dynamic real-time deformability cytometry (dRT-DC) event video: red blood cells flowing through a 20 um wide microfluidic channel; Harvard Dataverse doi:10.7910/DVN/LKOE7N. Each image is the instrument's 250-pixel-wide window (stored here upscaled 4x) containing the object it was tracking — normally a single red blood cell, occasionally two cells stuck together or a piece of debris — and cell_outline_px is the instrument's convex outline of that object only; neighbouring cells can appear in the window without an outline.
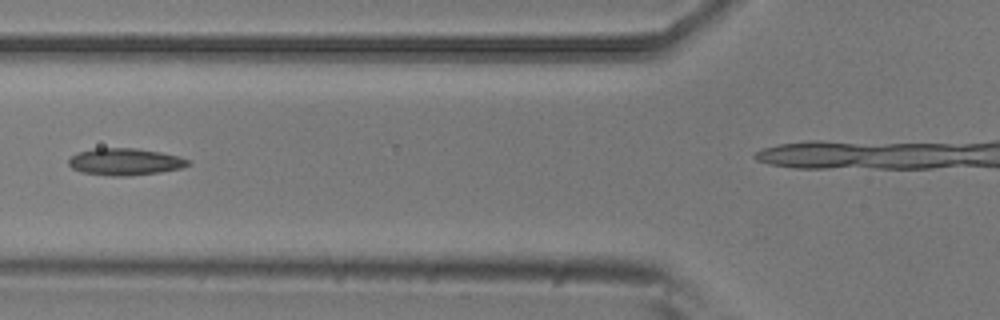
{"species": "common noctule bat (a hibernating species)", "species_latin": "Nyctalus noctula", "temperature_condition": "room temperature", "stored_images_in_passage": 6, "camera_frame_rate_fps": 3000, "um_per_image_px": 0.085, "animal": {"sex": "male", "body_mass_g": 20.5, "forearm_length_mm": 52.5}, "frame": {"image": 1, "passage_image": 5, "time_ms": 1.333, "image_size_px": [1000, 320], "cell_outline_px": [[192, 164], [180, 168], [160, 172], [124, 176], [112, 176], [80, 172], [72, 168], [68, 164], [68, 160], [76, 152], [96, 148], [136, 148], [160, 152], [180, 156], [188, 160]], "centroid_in_image_um": [10.61, 13.74], "position_along_channel_um": 115.2, "area_um2": 18.79}}